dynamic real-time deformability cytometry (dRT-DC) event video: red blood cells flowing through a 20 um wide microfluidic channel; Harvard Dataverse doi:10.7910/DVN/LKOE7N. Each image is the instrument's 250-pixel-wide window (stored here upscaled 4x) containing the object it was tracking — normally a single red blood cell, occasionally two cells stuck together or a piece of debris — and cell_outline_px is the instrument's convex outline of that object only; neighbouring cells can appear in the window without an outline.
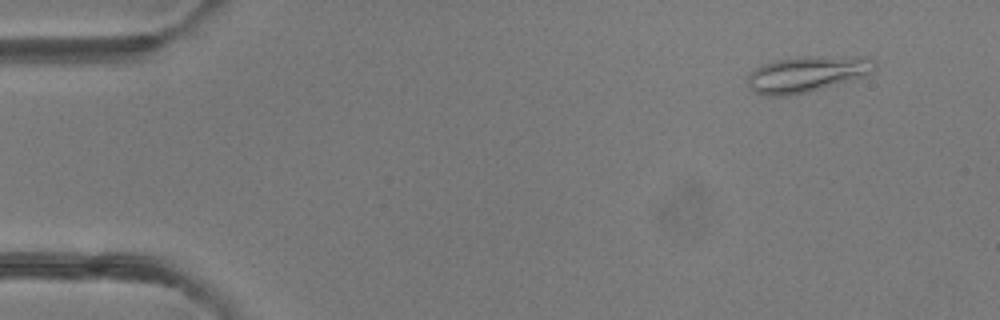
{"species": "common noctule bat (a hibernating species)", "species_latin": "Nyctalus noctula", "temperature_condition": "room temperature", "stored_images_in_passage": 50, "camera_frame_rate_fps": 3000, "um_per_image_px": 0.085, "animal": {"sex": "female"}, "frame": {"image": 1, "passage_image": 5, "time_ms": 1.333, "image_size_px": [1000, 320], "cell_outline_px": [[876, 68], [872, 72], [864, 76], [804, 92], [788, 96], [764, 96], [748, 88], [748, 72], [760, 64], [772, 60], [796, 56], [868, 56], [876, 60]], "centroid_in_image_um": [68.56, 6.25], "position_along_channel_um": 16.4, "area_um2": 27.05}}
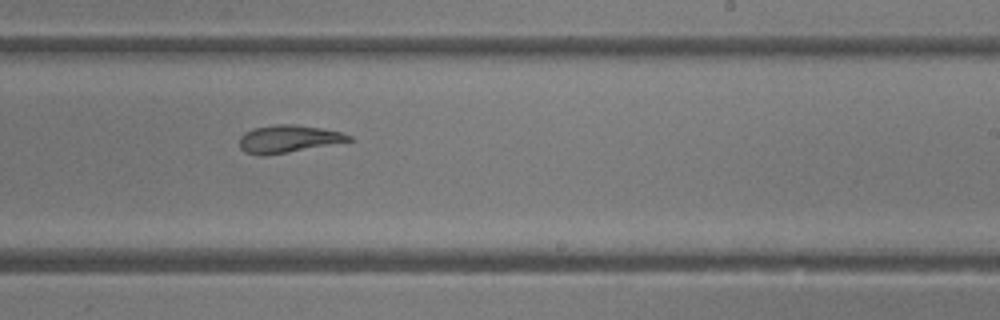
{"frame": {"image": 2, "passage_image": 31, "time_ms": 10.0, "image_size_px": [1000, 320], "cell_outline_px": [[352, 140], [288, 152], [264, 156], [260, 156], [244, 152], [240, 148], [240, 136], [244, 132], [252, 128], [276, 124], [296, 124], [320, 128], [340, 132], [352, 136]], "centroid_in_image_um": [24.43, 11.8], "position_along_channel_um": 264.6, "area_um2": 17.46}}
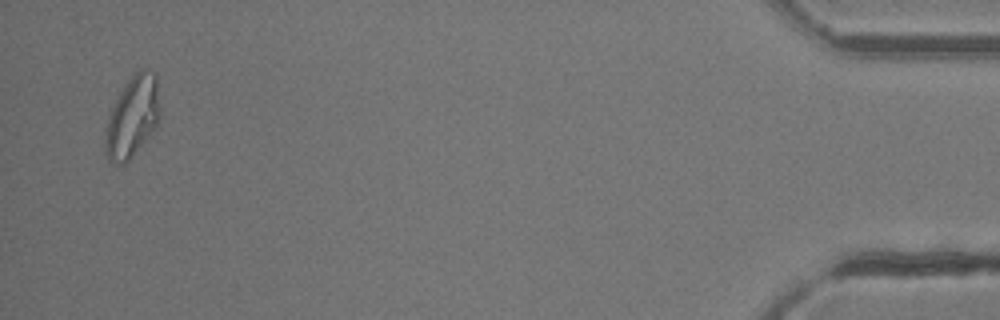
{"frame": {"image": 3, "passage_image": 49, "time_ms": 16.0, "image_size_px": [1000, 320], "cell_outline_px": [[160, 120], [128, 160], [124, 164], [112, 164], [108, 160], [104, 152], [104, 140], [108, 116], [124, 84], [132, 72], [140, 68], [144, 68], [156, 72], [160, 112]], "centroid_in_image_um": [11.24, 9.88], "position_along_channel_um": 424.0, "area_um2": 25.95}, "authors_computed_cell_mechanics": {"area_um2": 19.7676, "velocity_mm_per_s": 4.1247, "shape_relaxation_time_tau1_ms": 7.006, "shape_relaxation_time_tau2_ms": 2.4333, "deformation_change_tau1": 0.2634, "deformation_change_tau2": 0.0969}}